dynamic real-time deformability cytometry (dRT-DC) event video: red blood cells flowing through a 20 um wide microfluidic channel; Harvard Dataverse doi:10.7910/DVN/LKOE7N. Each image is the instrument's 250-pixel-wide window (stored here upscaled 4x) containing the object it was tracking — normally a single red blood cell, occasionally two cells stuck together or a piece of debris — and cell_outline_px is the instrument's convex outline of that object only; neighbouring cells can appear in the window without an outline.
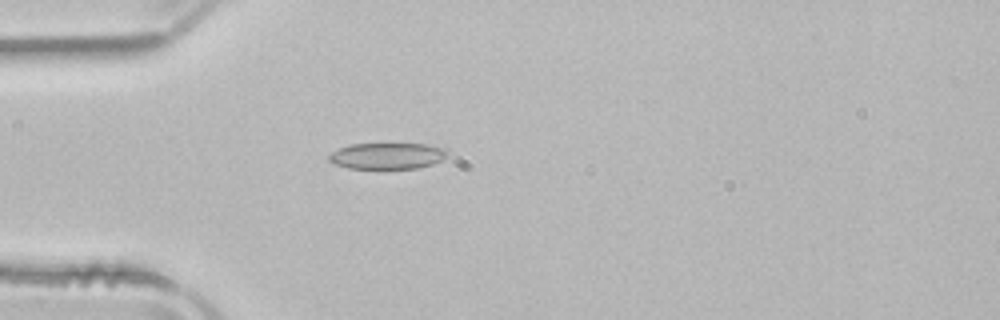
{"species": "common noctule bat (a hibernating species)", "species_latin": "Nyctalus noctula", "temperature_condition": "room temperature", "stored_images_in_passage": 38, "camera_frame_rate_fps": 3000, "um_per_image_px": 0.085, "animal": {"sex": "male", "body_mass_g": 21.5, "forearm_length_mm": 52.0}, "frame": {"image": 1, "passage_image": 1, "time_ms": 0.0, "image_size_px": [1000, 320], "cell_outline_px": [[448, 152], [440, 160], [432, 164], [416, 168], [348, 168], [336, 164], [328, 160], [328, 156], [332, 152], [340, 148], [352, 144], [424, 144], [444, 148]], "centroid_in_image_um": [32.89, 13.25], "position_along_channel_um": 52.1, "area_um2": 17.74}}
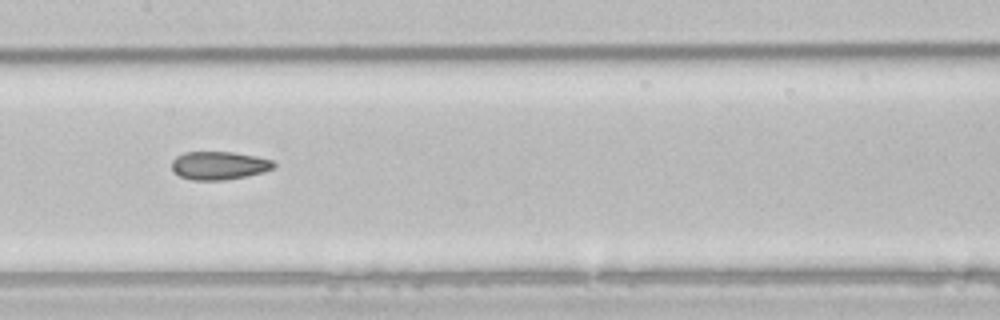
{"frame": {"image": 2, "passage_image": 12, "time_ms": 3.667, "image_size_px": [1000, 320], "cell_outline_px": [[276, 164], [272, 168], [264, 172], [248, 176], [224, 180], [192, 180], [180, 176], [172, 168], [172, 160], [176, 156], [184, 152], [232, 152], [256, 156], [272, 160]], "centroid_in_image_um": [18.62, 14.07], "position_along_channel_um": 188.8, "area_um2": 16.76}}
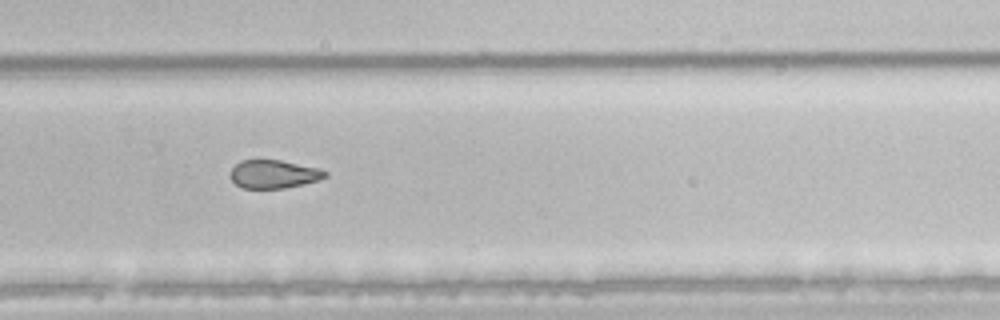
{"frame": {"image": 3, "passage_image": 21, "time_ms": 6.667, "image_size_px": [1000, 320], "cell_outline_px": [[328, 176], [320, 180], [304, 184], [284, 188], [244, 188], [236, 184], [228, 176], [232, 168], [240, 160], [280, 160], [320, 168], [328, 172]], "centroid_in_image_um": [23.29, 14.8], "position_along_channel_um": 306.5, "area_um2": 15.78}, "authors_computed_cell_mechanics": {"area_um2": 17.5134, "velocity_mm_per_s": 3.9552, "shape_relaxation_time_tau1_ms": 9.533, "shape_relaxation_time_tau2_ms": 2.7807, "deformation_change_tau1": 0.1693, "deformation_change_tau2": 0.081}}